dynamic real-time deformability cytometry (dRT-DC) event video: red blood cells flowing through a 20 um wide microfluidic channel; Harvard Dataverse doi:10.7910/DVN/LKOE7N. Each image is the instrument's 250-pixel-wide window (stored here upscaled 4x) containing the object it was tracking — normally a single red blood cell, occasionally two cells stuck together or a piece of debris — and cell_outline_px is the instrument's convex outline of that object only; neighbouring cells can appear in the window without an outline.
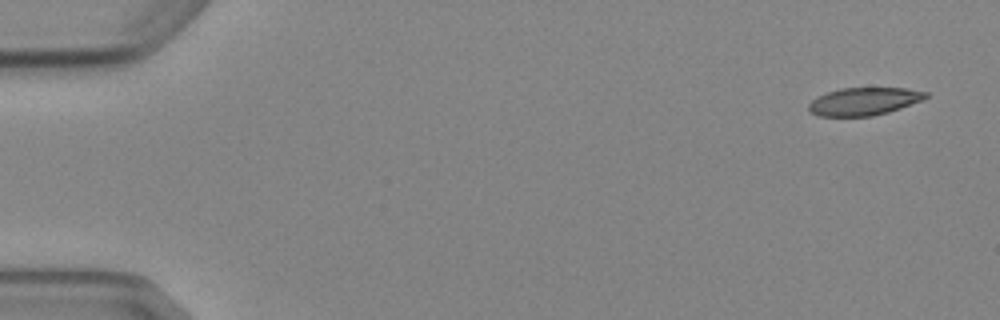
{"species": "Egyptian fruit bat (a non-hibernating species)", "species_latin": "Rousettus aegyptiacus", "temperature_condition": "cold", "stored_images_in_passage": 5, "camera_frame_rate_fps": 3000, "um_per_image_px": 0.085, "animal": {"sex": "female"}, "frame": {"image": 1, "passage_image": 1, "time_ms": 0.0, "image_size_px": [1000, 320], "cell_outline_px": [[928, 96], [924, 100], [888, 112], [872, 116], [820, 116], [812, 112], [808, 108], [808, 104], [812, 100], [828, 92], [840, 88], [904, 88], [928, 92]], "centroid_in_image_um": [73.47, 8.61], "position_along_channel_um": 11.5, "area_um2": 18.79}}